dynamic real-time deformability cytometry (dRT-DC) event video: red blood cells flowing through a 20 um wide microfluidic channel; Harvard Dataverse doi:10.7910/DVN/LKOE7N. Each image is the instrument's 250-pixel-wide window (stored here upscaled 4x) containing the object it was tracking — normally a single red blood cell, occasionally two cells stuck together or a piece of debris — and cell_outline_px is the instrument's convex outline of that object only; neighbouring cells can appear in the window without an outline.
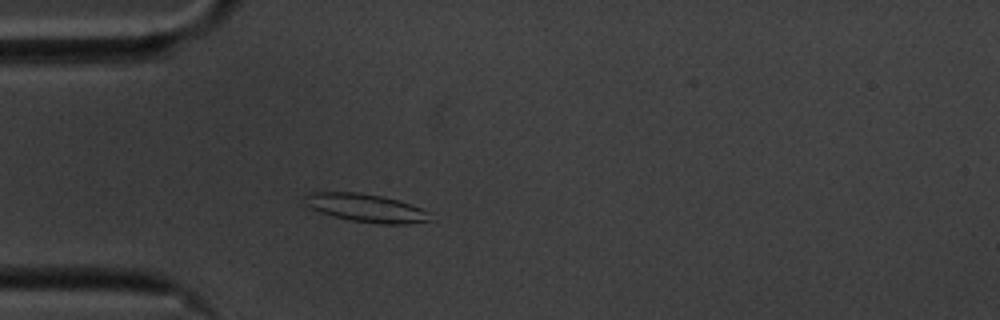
{"species": "common noctule bat (a hibernating species)", "species_latin": "Nyctalus noctula", "temperature_condition": "cold", "stored_images_in_passage": 41, "camera_frame_rate_fps": 3000, "um_per_image_px": 0.085, "animal": {"sex": "male", "body_mass_g": 20.1, "forearm_length_mm": 53.5}, "frame": {"image": 1, "passage_image": 6, "time_ms": 1.667, "image_size_px": [1000, 320], "cell_outline_px": [[432, 220], [404, 224], [380, 224], [352, 220], [320, 212], [304, 204], [304, 196], [308, 192], [356, 192], [380, 196], [412, 204], [432, 212]], "centroid_in_image_um": [31.15, 17.67], "position_along_channel_um": 53.9, "area_um2": 20.52}}
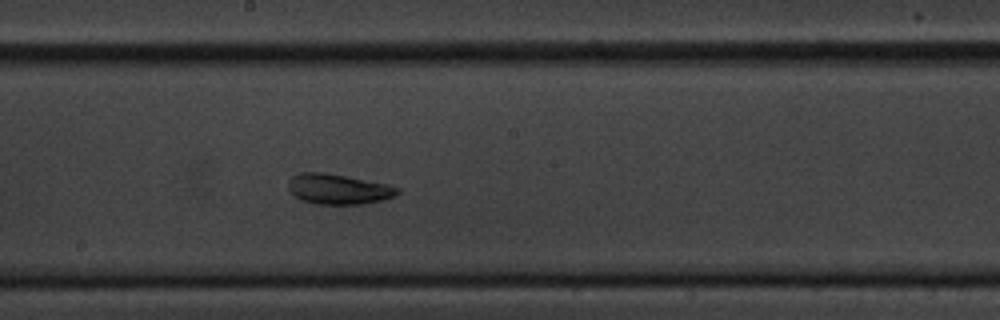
{"frame": {"image": 2, "passage_image": 21, "time_ms": 6.667, "image_size_px": [1000, 320], "cell_outline_px": [[400, 192], [396, 196], [380, 200], [360, 204], [316, 204], [304, 200], [296, 196], [288, 188], [288, 180], [292, 176], [300, 172], [324, 172], [388, 184], [400, 188]], "centroid_in_image_um": [28.77, 16.06], "position_along_channel_um": 219.4, "area_um2": 19.13}}
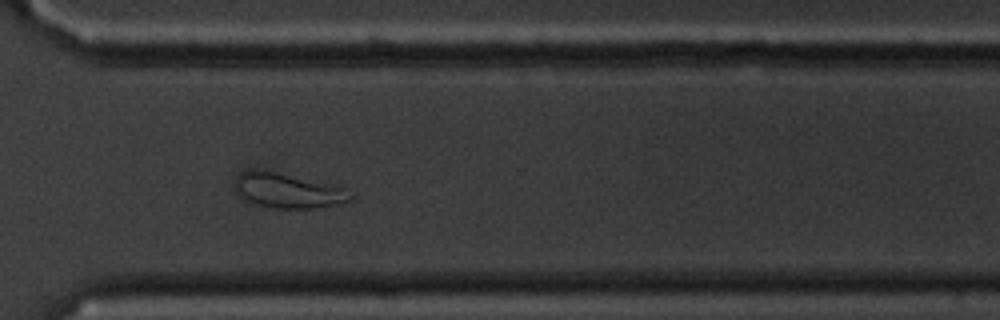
{"frame": {"image": 3, "passage_image": 32, "time_ms": 10.333, "image_size_px": [1000, 320], "cell_outline_px": [[352, 200], [340, 204], [312, 208], [276, 208], [244, 200], [236, 192], [236, 176], [240, 172], [248, 168], [252, 168], [272, 172], [328, 184], [344, 188], [352, 196]], "centroid_in_image_um": [24.42, 16.2], "position_along_channel_um": 346.2, "area_um2": 22.89}, "authors_computed_cell_mechanics": {"area_um2": 19.3052, "velocity_mm_per_s": 3.4566, "shape_relaxation_time_tau1_ms": 4.2621, "shape_relaxation_time_tau2_ms": 2.4091, "deformation_change_tau1": 0.1142, "deformation_change_tau2": 0.0596}}